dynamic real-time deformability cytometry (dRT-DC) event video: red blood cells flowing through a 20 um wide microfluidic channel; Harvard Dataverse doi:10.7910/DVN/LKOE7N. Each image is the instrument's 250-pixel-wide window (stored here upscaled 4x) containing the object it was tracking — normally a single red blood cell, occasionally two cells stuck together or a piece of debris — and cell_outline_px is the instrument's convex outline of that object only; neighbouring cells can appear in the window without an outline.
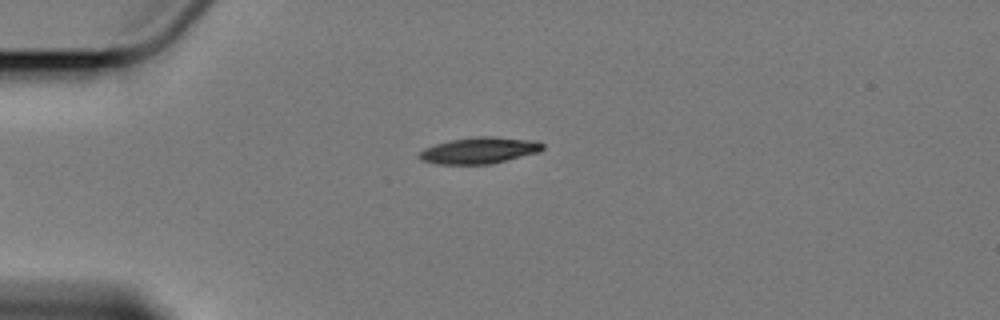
{"species": "Egyptian fruit bat (a non-hibernating species)", "species_latin": "Rousettus aegyptiacus", "temperature_condition": "cold", "stored_images_in_passage": 5, "camera_frame_rate_fps": 3000, "um_per_image_px": 0.085, "animal": {"sex": "female"}, "frame": {"image": 1, "passage_image": 5, "time_ms": 5.0, "image_size_px": [1000, 320], "cell_outline_px": [[544, 148], [540, 152], [492, 164], [436, 164], [420, 160], [420, 152], [424, 148], [436, 144], [452, 140], [476, 136], [492, 136], [536, 140], [544, 144]], "centroid_in_image_um": [40.79, 12.78], "position_along_channel_um": 44.2, "area_um2": 19.07}}